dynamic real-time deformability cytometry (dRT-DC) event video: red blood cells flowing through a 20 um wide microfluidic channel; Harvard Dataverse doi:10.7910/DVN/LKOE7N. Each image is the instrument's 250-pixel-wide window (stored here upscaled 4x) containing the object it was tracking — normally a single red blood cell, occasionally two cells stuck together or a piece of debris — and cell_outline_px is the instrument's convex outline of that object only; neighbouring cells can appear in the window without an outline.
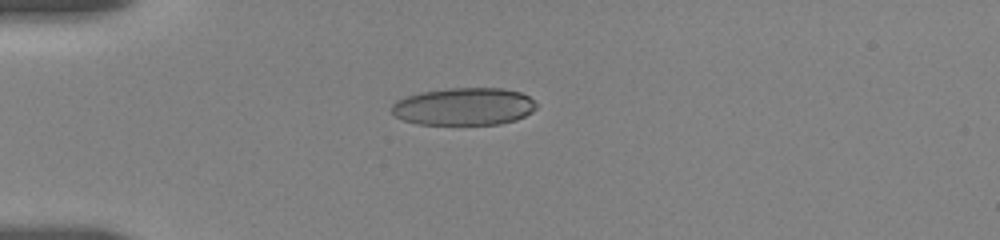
{"species": "human", "species_latin": "Homo sapiens", "temperature_condition": "room temperature", "stored_images_in_passage": 32, "camera_frame_rate_fps": 3000, "um_per_image_px": 0.085, "donor": {"sex": "female"}, "frame": {"image": 1, "passage_image": 15, "time_ms": 4.667, "image_size_px": [1000, 240], "cell_outline_px": [[536, 108], [532, 112], [516, 120], [500, 124], [416, 124], [404, 120], [396, 116], [392, 112], [392, 104], [396, 100], [420, 92], [448, 88], [504, 88], [520, 92], [528, 96], [536, 104]], "centroid_in_image_um": [39.44, 9.05], "position_along_channel_um": 45.6, "area_um2": 31.62}}
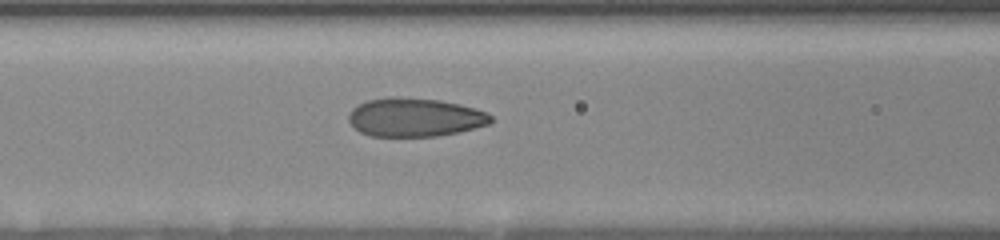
{"frame": {"image": 2, "passage_image": 24, "time_ms": 7.667, "image_size_px": [1000, 240], "cell_outline_px": [[492, 120], [488, 124], [456, 132], [436, 136], [372, 136], [360, 132], [348, 120], [348, 116], [352, 108], [368, 100], [388, 96], [392, 96], [440, 100], [460, 104], [476, 108], [488, 112], [492, 116]], "centroid_in_image_um": [35.26, 9.96], "position_along_channel_um": 131.3, "area_um2": 31.91}}
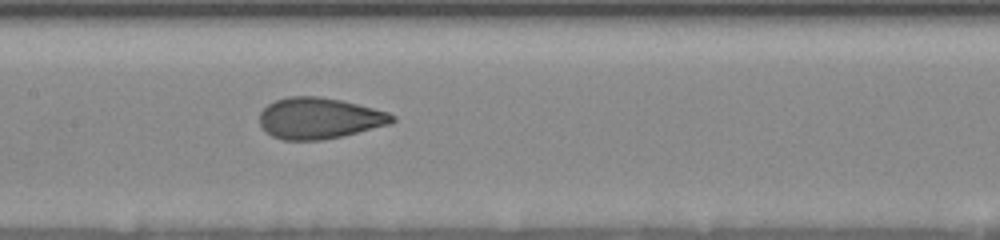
{"frame": {"image": 3, "passage_image": 31, "time_ms": 9.0, "image_size_px": [1000, 240], "cell_outline_px": [[396, 120], [388, 124], [340, 136], [320, 140], [284, 140], [272, 136], [264, 132], [260, 124], [260, 112], [268, 104], [276, 100], [288, 96], [316, 96], [340, 100], [388, 112], [396, 116]], "centroid_in_image_um": [27.09, 10.05], "position_along_channel_um": 180.3, "area_um2": 31.5}}